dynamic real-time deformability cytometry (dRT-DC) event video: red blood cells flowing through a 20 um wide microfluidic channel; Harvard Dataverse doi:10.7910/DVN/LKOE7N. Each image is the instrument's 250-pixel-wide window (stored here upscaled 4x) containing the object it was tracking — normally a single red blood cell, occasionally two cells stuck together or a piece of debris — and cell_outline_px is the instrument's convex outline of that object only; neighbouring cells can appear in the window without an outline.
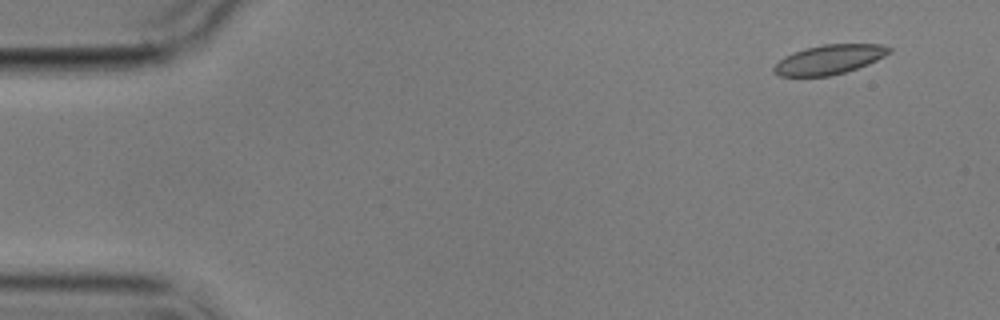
{"species": "common noctule bat (a hibernating species)", "species_latin": "Nyctalus noctula", "temperature_condition": "cold", "stored_images_in_passage": 13, "camera_frame_rate_fps": 3000, "um_per_image_px": 0.085, "animal": {"sex": "male", "body_mass_g": 17.9}, "frame": {"image": 1, "passage_image": 1, "time_ms": 0.0, "image_size_px": [1000, 320], "cell_outline_px": [[892, 52], [868, 64], [844, 72], [828, 76], [780, 76], [772, 72], [772, 68], [784, 56], [792, 52], [804, 48], [824, 44], [880, 44], [892, 48]], "centroid_in_image_um": [70.46, 5.05], "position_along_channel_um": 14.5, "area_um2": 19.77}}
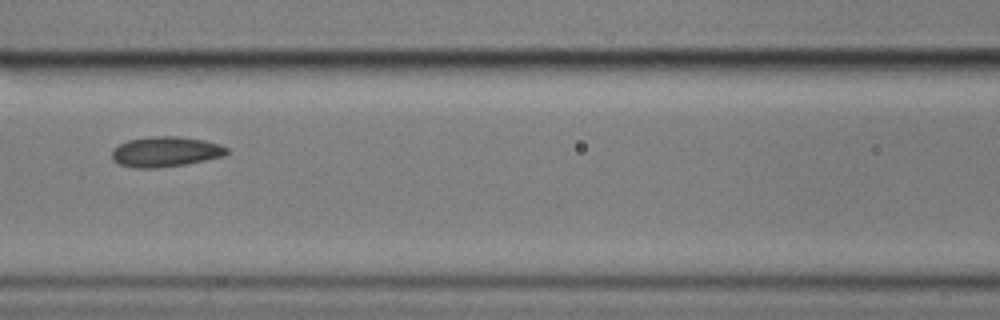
{"frame": {"image": 2, "passage_image": 6, "time_ms": 7.0, "image_size_px": [1000, 320], "cell_outline_px": [[228, 152], [224, 156], [184, 164], [156, 168], [136, 168], [120, 164], [112, 160], [112, 148], [128, 140], [152, 136], [176, 136], [204, 140], [220, 144], [228, 148]], "centroid_in_image_um": [14.06, 12.89], "position_along_channel_um": 152.5, "area_um2": 20.17}}
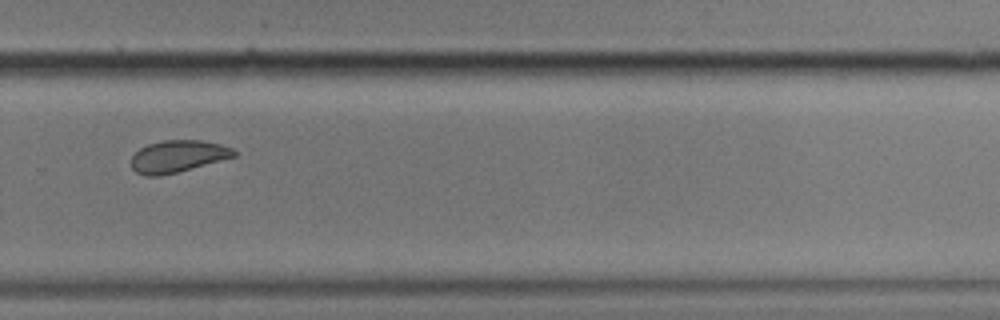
{"frame": {"image": 3, "passage_image": 10, "time_ms": 11.667, "image_size_px": [1000, 320], "cell_outline_px": [[236, 156], [176, 172], [160, 176], [144, 176], [136, 172], [132, 168], [132, 156], [140, 148], [148, 144], [164, 140], [200, 140], [220, 144], [232, 148], [236, 152]], "centroid_in_image_um": [15.09, 13.28], "position_along_channel_um": 314.7, "area_um2": 18.96}, "authors_computed_cell_mechanics": {"area_um2": 19.9988, "velocity_mm_per_s": 3.4923, "shape_relaxation_time_tau1_ms": null, "shape_relaxation_time_tau2_ms": 3.7782, "deformation_change_tau1": null, "deformation_change_tau2": 0.0538}}